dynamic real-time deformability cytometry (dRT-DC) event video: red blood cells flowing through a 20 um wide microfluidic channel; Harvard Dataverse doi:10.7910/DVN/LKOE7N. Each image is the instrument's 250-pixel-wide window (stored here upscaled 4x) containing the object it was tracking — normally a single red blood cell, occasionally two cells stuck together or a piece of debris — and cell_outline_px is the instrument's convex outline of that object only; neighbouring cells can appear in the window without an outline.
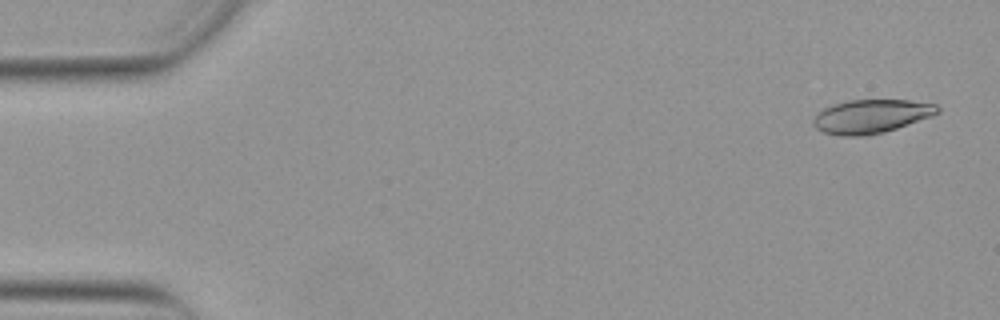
{"species": "Egyptian fruit bat (a non-hibernating species)", "species_latin": "Rousettus aegyptiacus", "temperature_condition": "warm", "stored_images_in_passage": 51, "camera_frame_rate_fps": 3000, "um_per_image_px": 0.085, "animal": {"sex": "female"}, "frame": {"image": 1, "passage_image": 2, "time_ms": 0.333, "image_size_px": [1000, 320], "cell_outline_px": [[940, 112], [932, 116], [884, 132], [868, 136], [840, 136], [824, 132], [816, 128], [812, 124], [812, 120], [816, 112], [832, 104], [848, 100], [908, 100], [936, 104], [940, 108]], "centroid_in_image_um": [74.02, 9.89], "position_along_channel_um": 11.0, "area_um2": 24.57}}
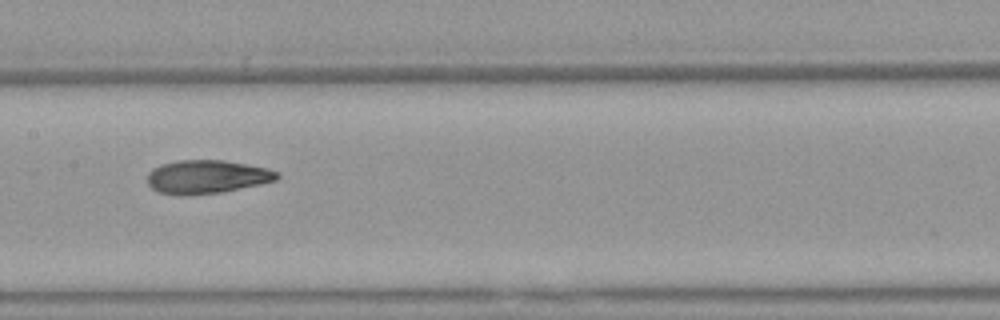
{"frame": {"image": 2, "passage_image": 26, "time_ms": 8.333, "image_size_px": [1000, 320], "cell_outline_px": [[280, 176], [276, 180], [260, 184], [220, 192], [160, 192], [152, 188], [148, 184], [148, 172], [152, 168], [160, 164], [176, 160], [224, 160], [268, 168], [280, 172]], "centroid_in_image_um": [17.63, 14.97], "position_along_channel_um": 189.8, "area_um2": 24.51}}
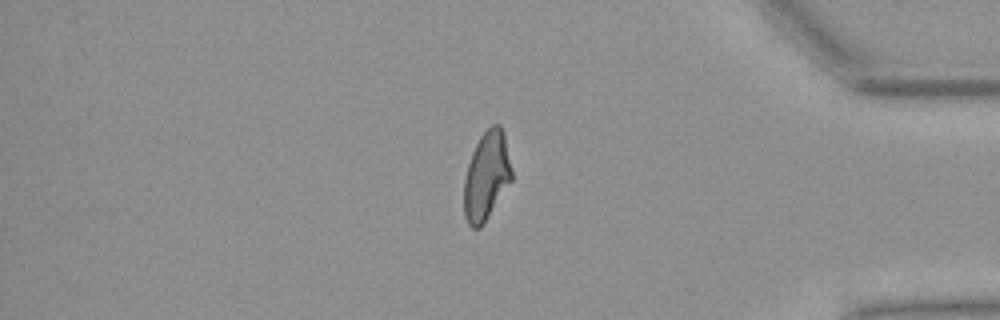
{"frame": {"image": 3, "passage_image": 44, "time_ms": 14.333, "image_size_px": [1000, 320], "cell_outline_px": [[512, 180], [480, 228], [472, 228], [468, 224], [464, 216], [464, 176], [472, 152], [480, 136], [492, 124], [500, 124], [504, 132], [512, 168]], "centroid_in_image_um": [41.35, 14.94], "position_along_channel_um": 393.8, "area_um2": 24.62}, "authors_computed_cell_mechanics": {"area_um2": 25.0274, "velocity_mm_per_s": 3.8757, "shape_relaxation_time_tau1_ms": 10.9059, "shape_relaxation_time_tau2_ms": 2.5351, "deformation_change_tau1": 0.2851, "deformation_change_tau2": 0.1029}}